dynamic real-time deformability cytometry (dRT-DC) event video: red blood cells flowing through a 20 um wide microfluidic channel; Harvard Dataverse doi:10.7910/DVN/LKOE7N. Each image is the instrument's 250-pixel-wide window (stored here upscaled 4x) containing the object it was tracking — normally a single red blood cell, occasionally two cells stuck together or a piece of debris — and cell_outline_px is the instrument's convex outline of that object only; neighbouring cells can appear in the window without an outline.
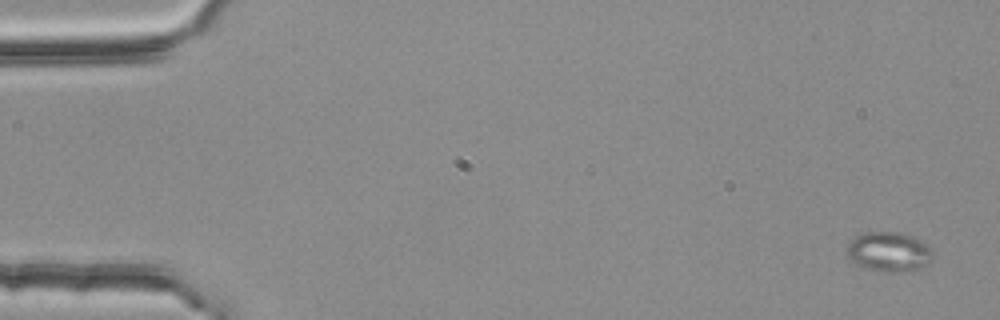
{"species": "common noctule bat (a hibernating species)", "species_latin": "Nyctalus noctula", "temperature_condition": "room temperature", "stored_images_in_passage": 5, "camera_frame_rate_fps": 3000, "um_per_image_px": 0.085, "animal": {"sex": "female", "body_mass_g": 25.1}, "frame": {"image": 1, "passage_image": 1, "time_ms": 0.0, "image_size_px": [1000, 320], "cell_outline_px": [[932, 256], [928, 264], [916, 268], [888, 272], [884, 272], [868, 268], [856, 264], [848, 256], [848, 244], [856, 236], [864, 232], [900, 232], [912, 236], [928, 244], [932, 252]], "centroid_in_image_um": [75.56, 21.37], "position_along_channel_um": 9.4, "area_um2": 19.42}}
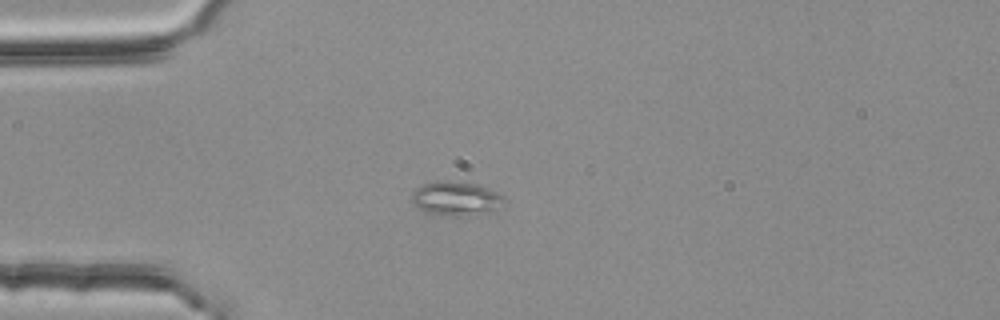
{"frame": {"image": 2, "passage_image": 4, "time_ms": 1.0, "image_size_px": [1000, 320], "cell_outline_px": [[508, 200], [492, 208], [464, 216], [452, 216], [424, 212], [412, 200], [412, 192], [416, 188], [424, 184], [444, 180], [476, 184], [496, 192], [504, 196]], "centroid_in_image_um": [38.71, 16.85], "position_along_channel_um": 46.3, "area_um2": 17.63}}